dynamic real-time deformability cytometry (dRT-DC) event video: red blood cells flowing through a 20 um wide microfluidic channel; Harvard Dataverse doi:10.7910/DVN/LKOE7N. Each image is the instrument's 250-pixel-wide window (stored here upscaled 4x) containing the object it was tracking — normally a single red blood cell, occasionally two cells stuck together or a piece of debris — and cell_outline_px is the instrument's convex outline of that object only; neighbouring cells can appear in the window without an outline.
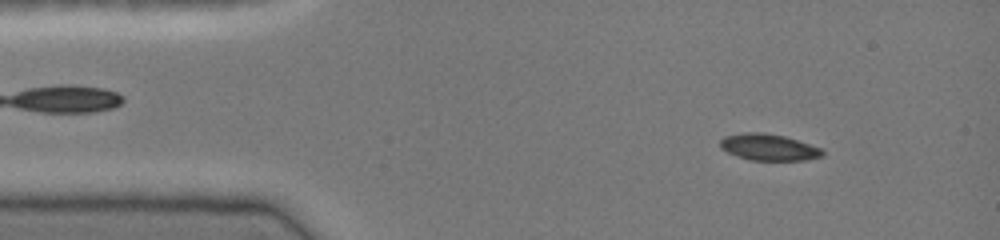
{"species": "common noctule bat (a hibernating species)", "species_latin": "Nyctalus noctula", "temperature_condition": "cold", "stored_images_in_passage": 46, "camera_frame_rate_fps": 3000, "um_per_image_px": 0.085, "animal": {"sex": "female", "body_mass_g": 19.0, "forearm_length_mm": 51.5}, "frame": {"image": 1, "passage_image": 5, "time_ms": 1.333, "image_size_px": [1000, 240], "cell_outline_px": [[824, 156], [804, 160], [748, 160], [736, 156], [720, 148], [720, 140], [724, 136], [740, 132], [764, 132], [784, 136], [820, 148], [824, 152]], "centroid_in_image_um": [65.29, 12.51], "position_along_channel_um": 19.7, "area_um2": 15.84}}
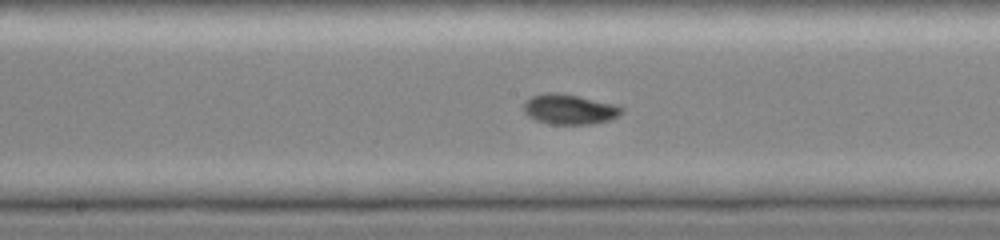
{"frame": {"image": 2, "passage_image": 23, "time_ms": 7.333, "image_size_px": [1000, 240], "cell_outline_px": [[624, 112], [608, 120], [592, 124], [548, 124], [536, 120], [528, 116], [524, 112], [524, 100], [532, 96], [544, 92], [556, 92], [580, 96], [616, 104], [624, 108]], "centroid_in_image_um": [48.39, 9.27], "position_along_channel_um": 199.8, "area_um2": 17.4}}
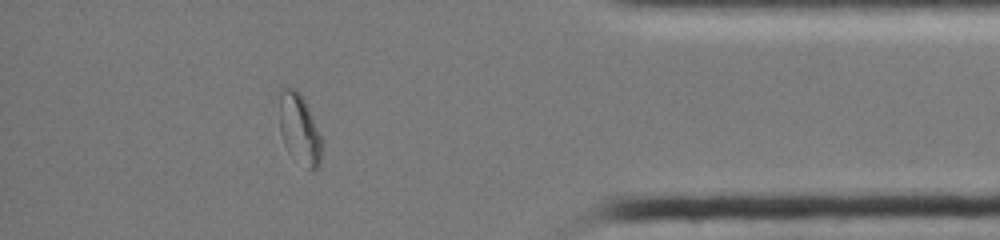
{"frame": {"image": 3, "passage_image": 40, "time_ms": 13.0, "image_size_px": [1000, 240], "cell_outline_px": [[324, 140], [320, 164], [312, 172], [288, 152], [284, 144], [280, 132], [276, 92], [280, 88], [296, 88], [300, 92]], "centroid_in_image_um": [25.42, 10.92], "position_along_channel_um": 409.8, "area_um2": 18.21}, "authors_computed_cell_mechanics": {"area_um2": 16.5308, "velocity_mm_per_s": 4.0996, "shape_relaxation_time_tau1_ms": null, "shape_relaxation_time_tau2_ms": 2.8226, "deformation_change_tau1": null, "deformation_change_tau2": 0.0438}}